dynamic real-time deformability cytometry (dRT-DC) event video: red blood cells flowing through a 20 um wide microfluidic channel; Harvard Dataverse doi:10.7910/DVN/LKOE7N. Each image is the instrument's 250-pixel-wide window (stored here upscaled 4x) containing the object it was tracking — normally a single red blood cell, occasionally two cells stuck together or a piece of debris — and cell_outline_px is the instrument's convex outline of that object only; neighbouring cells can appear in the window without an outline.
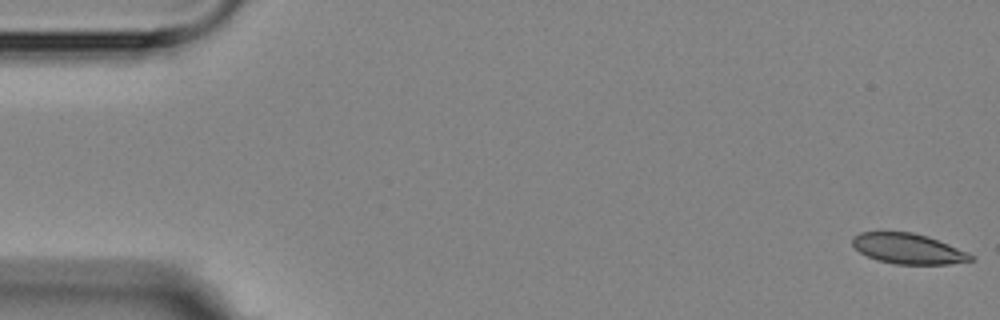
{"species": "Egyptian fruit bat (a non-hibernating species)", "species_latin": "Rousettus aegyptiacus", "temperature_condition": "room temperature", "stored_images_in_passage": 4, "camera_frame_rate_fps": 3000, "um_per_image_px": 0.085, "animal": {"sex": "female"}, "frame": {"image": 1, "passage_image": 1, "time_ms": 0.0, "image_size_px": [1000, 320], "cell_outline_px": [[976, 260], [948, 264], [896, 264], [880, 260], [868, 256], [860, 252], [852, 244], [852, 236], [860, 232], [912, 232], [928, 236], [968, 252], [976, 256]], "centroid_in_image_um": [77.23, 21.13], "position_along_channel_um": 7.8, "area_um2": 20.92}}
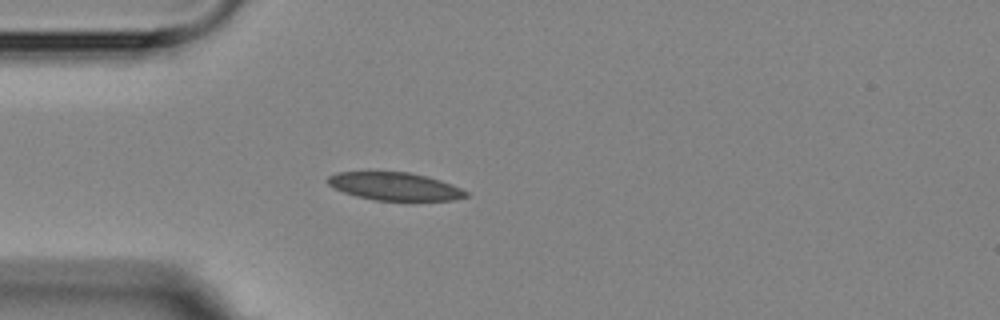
{"frame": {"image": 2, "passage_image": 4, "time_ms": 4.667, "image_size_px": [1000, 320], "cell_outline_px": [[468, 196], [452, 200], [376, 200], [356, 196], [332, 188], [328, 184], [328, 176], [336, 172], [408, 172], [428, 176], [452, 184], [468, 192]], "centroid_in_image_um": [33.54, 15.83], "position_along_channel_um": 51.5, "area_um2": 22.37}}